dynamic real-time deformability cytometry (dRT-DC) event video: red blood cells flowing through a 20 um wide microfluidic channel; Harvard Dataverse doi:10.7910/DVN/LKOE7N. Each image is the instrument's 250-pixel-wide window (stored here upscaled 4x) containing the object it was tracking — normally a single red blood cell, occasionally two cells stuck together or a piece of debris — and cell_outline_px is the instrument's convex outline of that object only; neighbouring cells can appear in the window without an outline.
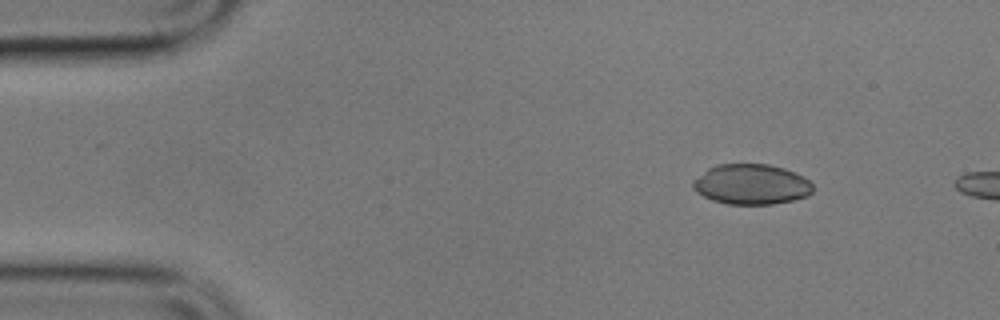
{"species": "common noctule bat (a hibernating species)", "species_latin": "Nyctalus noctula", "temperature_condition": "cold", "stored_images_in_passage": 2, "camera_frame_rate_fps": 3000, "um_per_image_px": 0.085, "animal": {"sex": "male", "body_mass_g": 17.9}, "frame": {"image": 1, "passage_image": 1, "time_ms": 0.0, "image_size_px": [1000, 320], "cell_outline_px": [[812, 192], [808, 196], [792, 200], [772, 204], [728, 204], [712, 200], [696, 192], [692, 188], [692, 180], [708, 168], [716, 164], [768, 164], [784, 168], [808, 180], [812, 184]], "centroid_in_image_um": [63.82, 15.67], "position_along_channel_um": 21.2, "area_um2": 28.09}}